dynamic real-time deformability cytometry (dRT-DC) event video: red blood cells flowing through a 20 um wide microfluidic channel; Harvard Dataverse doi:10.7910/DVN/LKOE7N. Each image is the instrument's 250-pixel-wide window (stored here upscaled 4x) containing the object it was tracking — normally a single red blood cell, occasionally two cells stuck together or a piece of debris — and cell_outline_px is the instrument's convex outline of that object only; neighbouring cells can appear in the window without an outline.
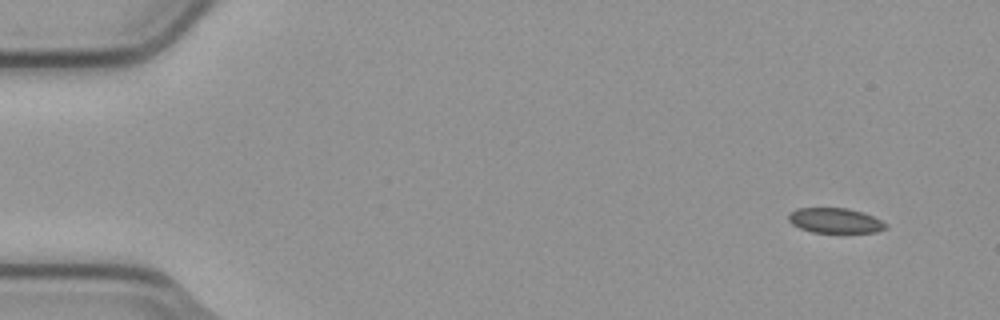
{"species": "common noctule bat (a hibernating species)", "species_latin": "Nyctalus noctula", "temperature_condition": "cold", "stored_images_in_passage": 4, "camera_frame_rate_fps": 3000, "um_per_image_px": 0.085, "animal": {"sex": "male", "body_mass_g": 23.1, "forearm_length_mm": 52.7}, "frame": {"image": 1, "passage_image": 1, "time_ms": 0.0, "image_size_px": [1000, 320], "cell_outline_px": [[888, 228], [876, 232], [812, 232], [800, 228], [792, 224], [788, 220], [788, 212], [796, 208], [848, 208], [864, 212], [888, 224]], "centroid_in_image_um": [70.98, 18.74], "position_along_channel_um": 14.0, "area_um2": 14.28}}